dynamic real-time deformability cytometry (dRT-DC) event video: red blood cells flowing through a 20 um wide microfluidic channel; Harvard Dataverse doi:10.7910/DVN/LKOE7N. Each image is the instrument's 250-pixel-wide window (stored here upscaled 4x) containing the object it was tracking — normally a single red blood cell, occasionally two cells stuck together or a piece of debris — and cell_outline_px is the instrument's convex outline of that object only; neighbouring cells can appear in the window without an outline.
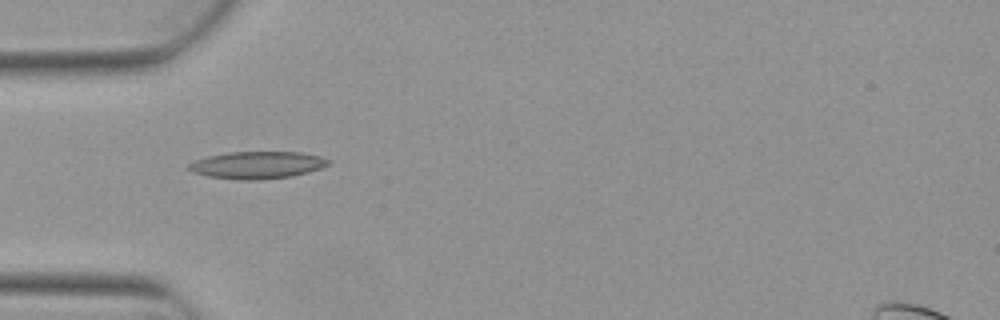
{"species": "Egyptian fruit bat (a non-hibernating species)", "species_latin": "Rousettus aegyptiacus", "temperature_condition": "warm", "stored_images_in_passage": 4, "camera_frame_rate_fps": 3000, "um_per_image_px": 0.085, "animal": {"sex": "female"}, "frame": {"image": 1, "passage_image": 4, "time_ms": 1.0, "image_size_px": [1000, 320], "cell_outline_px": [[328, 164], [320, 168], [308, 172], [292, 176], [260, 180], [240, 180], [208, 176], [192, 172], [188, 168], [188, 164], [196, 160], [208, 156], [228, 152], [300, 152], [320, 156], [328, 160]], "centroid_in_image_um": [21.84, 14.03], "position_along_channel_um": 63.2, "area_um2": 22.02}}